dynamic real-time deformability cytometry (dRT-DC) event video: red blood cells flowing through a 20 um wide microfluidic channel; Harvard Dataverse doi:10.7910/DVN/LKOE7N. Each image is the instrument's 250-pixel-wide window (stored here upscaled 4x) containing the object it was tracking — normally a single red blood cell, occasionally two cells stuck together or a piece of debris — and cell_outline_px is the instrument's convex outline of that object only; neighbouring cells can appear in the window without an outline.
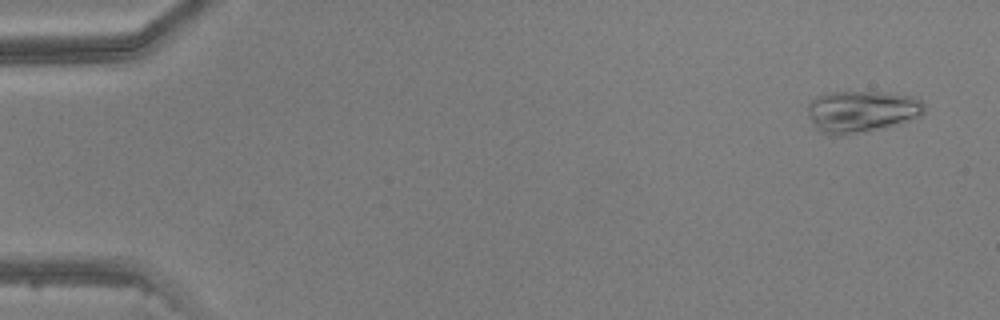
{"species": "common noctule bat (a hibernating species)", "species_latin": "Nyctalus noctula", "temperature_condition": "warm", "stored_images_in_passage": 3, "camera_frame_rate_fps": 3000, "um_per_image_px": 0.085, "animal": {"sex": "male", "body_mass_g": 20.5, "forearm_length_mm": 52.5}, "frame": {"image": 1, "passage_image": 1, "time_ms": 0.0, "image_size_px": [1000, 320], "cell_outline_px": [[924, 112], [920, 116], [900, 124], [884, 128], [848, 136], [828, 136], [820, 132], [816, 128], [808, 116], [808, 104], [816, 96], [828, 92], [876, 92], [912, 96], [920, 100], [924, 104]], "centroid_in_image_um": [73.21, 9.51], "position_along_channel_um": 11.8, "area_um2": 28.84}}